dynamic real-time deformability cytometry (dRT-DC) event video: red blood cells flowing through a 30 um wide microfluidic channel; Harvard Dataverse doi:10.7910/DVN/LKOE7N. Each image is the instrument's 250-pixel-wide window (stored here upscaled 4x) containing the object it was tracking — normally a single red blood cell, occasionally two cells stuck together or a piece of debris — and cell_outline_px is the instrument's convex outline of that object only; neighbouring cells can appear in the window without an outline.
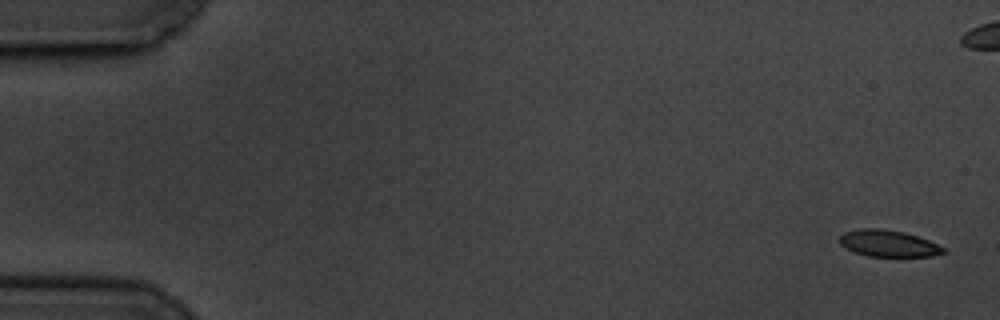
{"species": "common noctule bat (a hibernating species)", "species_latin": "Nyctalus noctula", "temperature_condition": "cold", "stored_images_in_passage": 7, "segment_of_instrument_passage": [1, 2], "camera_frame_rate_fps": 3000, "um_per_image_px": 0.085, "animal": {"sex": "male", "body_mass_g": 19.5, "forearm_length_mm": 54.6}, "frame": {"image": 1, "passage_image": 1, "time_ms": 0.0, "image_size_px": [1000, 320], "cell_outline_px": [[944, 252], [932, 256], [868, 256], [852, 252], [844, 248], [836, 240], [844, 232], [860, 228], [880, 228], [904, 232], [928, 240], [944, 248]], "centroid_in_image_um": [75.41, 20.68], "position_along_channel_um": 9.6, "area_um2": 16.13}}
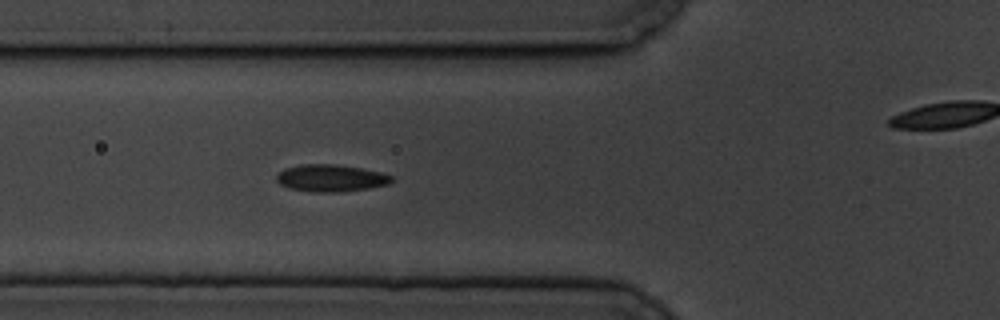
{"frame": {"image": 2, "passage_image": 6, "time_ms": 6.667, "image_size_px": [1000, 320], "cell_outline_px": [[392, 180], [388, 184], [368, 188], [340, 192], [312, 192], [288, 188], [280, 184], [276, 180], [276, 176], [284, 168], [300, 164], [336, 164], [360, 168], [380, 172], [392, 176]], "centroid_in_image_um": [28.08, 15.14], "position_along_channel_um": 97.7, "area_um2": 18.15}}